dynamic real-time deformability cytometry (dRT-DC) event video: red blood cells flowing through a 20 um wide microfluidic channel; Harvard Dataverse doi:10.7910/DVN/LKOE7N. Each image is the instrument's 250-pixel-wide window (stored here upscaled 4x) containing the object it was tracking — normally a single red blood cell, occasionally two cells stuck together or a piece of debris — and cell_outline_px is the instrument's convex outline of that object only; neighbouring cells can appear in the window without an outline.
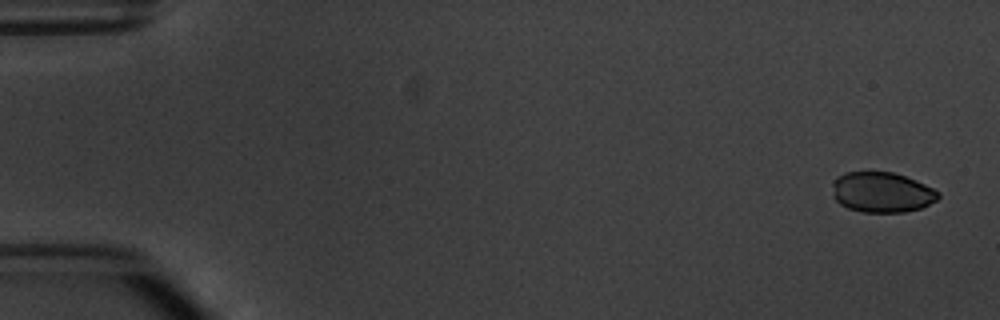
{"species": "common noctule bat (a hibernating species)", "species_latin": "Nyctalus noctula", "temperature_condition": "warm", "stored_images_in_passage": 5, "camera_frame_rate_fps": 3000, "um_per_image_px": 0.085, "animal": {"sex": "male", "body_mass_g": 20.1, "forearm_length_mm": 53.5}, "frame": {"image": 1, "passage_image": 1, "time_ms": 0.0, "image_size_px": [1000, 320], "cell_outline_px": [[940, 196], [936, 200], [920, 208], [904, 212], [860, 212], [848, 208], [840, 204], [836, 200], [832, 184], [844, 172], [892, 172], [916, 180], [940, 192]], "centroid_in_image_um": [74.97, 16.35], "position_along_channel_um": 10.0, "area_um2": 24.62}}